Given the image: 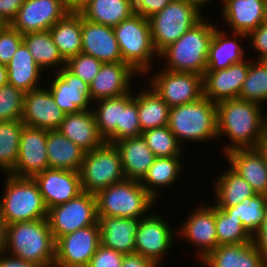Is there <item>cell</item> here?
I'll return each instance as SVG.
<instances>
[{
	"mask_svg": "<svg viewBox=\"0 0 267 267\" xmlns=\"http://www.w3.org/2000/svg\"><path fill=\"white\" fill-rule=\"evenodd\" d=\"M168 127L182 146L187 140L217 141V104L202 96L194 102L172 107Z\"/></svg>",
	"mask_w": 267,
	"mask_h": 267,
	"instance_id": "277c9868",
	"label": "cell"
},
{
	"mask_svg": "<svg viewBox=\"0 0 267 267\" xmlns=\"http://www.w3.org/2000/svg\"><path fill=\"white\" fill-rule=\"evenodd\" d=\"M8 83L7 67L0 64V88Z\"/></svg>",
	"mask_w": 267,
	"mask_h": 267,
	"instance_id": "680465c9",
	"label": "cell"
},
{
	"mask_svg": "<svg viewBox=\"0 0 267 267\" xmlns=\"http://www.w3.org/2000/svg\"><path fill=\"white\" fill-rule=\"evenodd\" d=\"M49 168L79 171L85 151L58 130H47Z\"/></svg>",
	"mask_w": 267,
	"mask_h": 267,
	"instance_id": "4dcf8cb0",
	"label": "cell"
},
{
	"mask_svg": "<svg viewBox=\"0 0 267 267\" xmlns=\"http://www.w3.org/2000/svg\"><path fill=\"white\" fill-rule=\"evenodd\" d=\"M252 242L256 249L267 260V204L265 217L258 230L252 235Z\"/></svg>",
	"mask_w": 267,
	"mask_h": 267,
	"instance_id": "f5cc1de1",
	"label": "cell"
},
{
	"mask_svg": "<svg viewBox=\"0 0 267 267\" xmlns=\"http://www.w3.org/2000/svg\"><path fill=\"white\" fill-rule=\"evenodd\" d=\"M55 103L65 113H78L81 110H92L93 104L90 86L71 73L66 67L61 68L48 80ZM91 107V108H90Z\"/></svg>",
	"mask_w": 267,
	"mask_h": 267,
	"instance_id": "2e32d148",
	"label": "cell"
},
{
	"mask_svg": "<svg viewBox=\"0 0 267 267\" xmlns=\"http://www.w3.org/2000/svg\"><path fill=\"white\" fill-rule=\"evenodd\" d=\"M172 0H132L134 12L149 18L163 10Z\"/></svg>",
	"mask_w": 267,
	"mask_h": 267,
	"instance_id": "f907efd6",
	"label": "cell"
},
{
	"mask_svg": "<svg viewBox=\"0 0 267 267\" xmlns=\"http://www.w3.org/2000/svg\"><path fill=\"white\" fill-rule=\"evenodd\" d=\"M47 209L66 203L82 193L79 171L46 169L33 177Z\"/></svg>",
	"mask_w": 267,
	"mask_h": 267,
	"instance_id": "d6986e66",
	"label": "cell"
},
{
	"mask_svg": "<svg viewBox=\"0 0 267 267\" xmlns=\"http://www.w3.org/2000/svg\"><path fill=\"white\" fill-rule=\"evenodd\" d=\"M138 73L127 63H103L90 86L92 102L118 97L132 91V79Z\"/></svg>",
	"mask_w": 267,
	"mask_h": 267,
	"instance_id": "44dd1931",
	"label": "cell"
},
{
	"mask_svg": "<svg viewBox=\"0 0 267 267\" xmlns=\"http://www.w3.org/2000/svg\"><path fill=\"white\" fill-rule=\"evenodd\" d=\"M259 149L262 151V153L265 155L267 159V131L264 135V139L262 140L261 144L259 145Z\"/></svg>",
	"mask_w": 267,
	"mask_h": 267,
	"instance_id": "91938a15",
	"label": "cell"
},
{
	"mask_svg": "<svg viewBox=\"0 0 267 267\" xmlns=\"http://www.w3.org/2000/svg\"><path fill=\"white\" fill-rule=\"evenodd\" d=\"M203 9L189 0H172L163 10L149 17L152 42L158 54L200 22L204 18Z\"/></svg>",
	"mask_w": 267,
	"mask_h": 267,
	"instance_id": "ba28073f",
	"label": "cell"
},
{
	"mask_svg": "<svg viewBox=\"0 0 267 267\" xmlns=\"http://www.w3.org/2000/svg\"><path fill=\"white\" fill-rule=\"evenodd\" d=\"M147 83L172 108L194 102L203 96V76L161 69Z\"/></svg>",
	"mask_w": 267,
	"mask_h": 267,
	"instance_id": "8fae6325",
	"label": "cell"
},
{
	"mask_svg": "<svg viewBox=\"0 0 267 267\" xmlns=\"http://www.w3.org/2000/svg\"><path fill=\"white\" fill-rule=\"evenodd\" d=\"M80 14L88 21L115 27L135 12L132 0H89Z\"/></svg>",
	"mask_w": 267,
	"mask_h": 267,
	"instance_id": "d590c367",
	"label": "cell"
},
{
	"mask_svg": "<svg viewBox=\"0 0 267 267\" xmlns=\"http://www.w3.org/2000/svg\"><path fill=\"white\" fill-rule=\"evenodd\" d=\"M67 13L62 0H24L10 25L21 34L46 31Z\"/></svg>",
	"mask_w": 267,
	"mask_h": 267,
	"instance_id": "e0dca14e",
	"label": "cell"
},
{
	"mask_svg": "<svg viewBox=\"0 0 267 267\" xmlns=\"http://www.w3.org/2000/svg\"><path fill=\"white\" fill-rule=\"evenodd\" d=\"M102 65L100 60L82 52L66 61V68L88 85L92 83Z\"/></svg>",
	"mask_w": 267,
	"mask_h": 267,
	"instance_id": "bcb514c9",
	"label": "cell"
},
{
	"mask_svg": "<svg viewBox=\"0 0 267 267\" xmlns=\"http://www.w3.org/2000/svg\"><path fill=\"white\" fill-rule=\"evenodd\" d=\"M230 167L256 192L267 195V159L259 148L234 149L225 154Z\"/></svg>",
	"mask_w": 267,
	"mask_h": 267,
	"instance_id": "603a6c76",
	"label": "cell"
},
{
	"mask_svg": "<svg viewBox=\"0 0 267 267\" xmlns=\"http://www.w3.org/2000/svg\"><path fill=\"white\" fill-rule=\"evenodd\" d=\"M6 67L8 83L22 92L27 93L42 87L39 84L41 82L39 79L44 70L35 63L33 56L23 42Z\"/></svg>",
	"mask_w": 267,
	"mask_h": 267,
	"instance_id": "f546056e",
	"label": "cell"
},
{
	"mask_svg": "<svg viewBox=\"0 0 267 267\" xmlns=\"http://www.w3.org/2000/svg\"><path fill=\"white\" fill-rule=\"evenodd\" d=\"M250 66V58L221 70H206L203 75V96L214 103L238 99Z\"/></svg>",
	"mask_w": 267,
	"mask_h": 267,
	"instance_id": "ac0fdd59",
	"label": "cell"
},
{
	"mask_svg": "<svg viewBox=\"0 0 267 267\" xmlns=\"http://www.w3.org/2000/svg\"><path fill=\"white\" fill-rule=\"evenodd\" d=\"M4 175L5 188L0 198V216L7 225L46 219L48 209L34 179Z\"/></svg>",
	"mask_w": 267,
	"mask_h": 267,
	"instance_id": "5b68a950",
	"label": "cell"
},
{
	"mask_svg": "<svg viewBox=\"0 0 267 267\" xmlns=\"http://www.w3.org/2000/svg\"><path fill=\"white\" fill-rule=\"evenodd\" d=\"M23 42V34L6 24L0 31V64L7 66Z\"/></svg>",
	"mask_w": 267,
	"mask_h": 267,
	"instance_id": "7dc6e473",
	"label": "cell"
},
{
	"mask_svg": "<svg viewBox=\"0 0 267 267\" xmlns=\"http://www.w3.org/2000/svg\"><path fill=\"white\" fill-rule=\"evenodd\" d=\"M99 244L98 222L59 237L55 243L54 267H87Z\"/></svg>",
	"mask_w": 267,
	"mask_h": 267,
	"instance_id": "4fadbf2b",
	"label": "cell"
},
{
	"mask_svg": "<svg viewBox=\"0 0 267 267\" xmlns=\"http://www.w3.org/2000/svg\"><path fill=\"white\" fill-rule=\"evenodd\" d=\"M47 219L55 241L78 229L95 225L98 222L95 194L83 191L66 203L49 208Z\"/></svg>",
	"mask_w": 267,
	"mask_h": 267,
	"instance_id": "30bf717a",
	"label": "cell"
},
{
	"mask_svg": "<svg viewBox=\"0 0 267 267\" xmlns=\"http://www.w3.org/2000/svg\"><path fill=\"white\" fill-rule=\"evenodd\" d=\"M64 117L65 113L55 103L51 92L45 86L25 93L21 119L25 126L57 130Z\"/></svg>",
	"mask_w": 267,
	"mask_h": 267,
	"instance_id": "ffe728a7",
	"label": "cell"
},
{
	"mask_svg": "<svg viewBox=\"0 0 267 267\" xmlns=\"http://www.w3.org/2000/svg\"><path fill=\"white\" fill-rule=\"evenodd\" d=\"M24 0H0V19L5 24H11Z\"/></svg>",
	"mask_w": 267,
	"mask_h": 267,
	"instance_id": "816d5d0a",
	"label": "cell"
},
{
	"mask_svg": "<svg viewBox=\"0 0 267 267\" xmlns=\"http://www.w3.org/2000/svg\"><path fill=\"white\" fill-rule=\"evenodd\" d=\"M200 262L205 267H267V260L256 249L252 241L218 245Z\"/></svg>",
	"mask_w": 267,
	"mask_h": 267,
	"instance_id": "d4e9b609",
	"label": "cell"
},
{
	"mask_svg": "<svg viewBox=\"0 0 267 267\" xmlns=\"http://www.w3.org/2000/svg\"><path fill=\"white\" fill-rule=\"evenodd\" d=\"M137 109L142 132L168 125L170 107L149 85L137 93Z\"/></svg>",
	"mask_w": 267,
	"mask_h": 267,
	"instance_id": "8d00e7d4",
	"label": "cell"
},
{
	"mask_svg": "<svg viewBox=\"0 0 267 267\" xmlns=\"http://www.w3.org/2000/svg\"><path fill=\"white\" fill-rule=\"evenodd\" d=\"M95 197L97 216L144 218L158 202L140 181L126 178L98 191Z\"/></svg>",
	"mask_w": 267,
	"mask_h": 267,
	"instance_id": "8992f818",
	"label": "cell"
},
{
	"mask_svg": "<svg viewBox=\"0 0 267 267\" xmlns=\"http://www.w3.org/2000/svg\"><path fill=\"white\" fill-rule=\"evenodd\" d=\"M24 126L21 119L0 122V172L3 174H10L15 167Z\"/></svg>",
	"mask_w": 267,
	"mask_h": 267,
	"instance_id": "f35d334b",
	"label": "cell"
},
{
	"mask_svg": "<svg viewBox=\"0 0 267 267\" xmlns=\"http://www.w3.org/2000/svg\"><path fill=\"white\" fill-rule=\"evenodd\" d=\"M46 144V129L24 126L20 135L17 162L10 174L33 178L36 174L49 169Z\"/></svg>",
	"mask_w": 267,
	"mask_h": 267,
	"instance_id": "9a60e30c",
	"label": "cell"
},
{
	"mask_svg": "<svg viewBox=\"0 0 267 267\" xmlns=\"http://www.w3.org/2000/svg\"><path fill=\"white\" fill-rule=\"evenodd\" d=\"M7 223L0 216V255L4 254L7 249Z\"/></svg>",
	"mask_w": 267,
	"mask_h": 267,
	"instance_id": "6f0895ef",
	"label": "cell"
},
{
	"mask_svg": "<svg viewBox=\"0 0 267 267\" xmlns=\"http://www.w3.org/2000/svg\"><path fill=\"white\" fill-rule=\"evenodd\" d=\"M215 224L218 245L241 244L252 241V236L243 228V222L234 214H227L215 206Z\"/></svg>",
	"mask_w": 267,
	"mask_h": 267,
	"instance_id": "b9f144b4",
	"label": "cell"
},
{
	"mask_svg": "<svg viewBox=\"0 0 267 267\" xmlns=\"http://www.w3.org/2000/svg\"><path fill=\"white\" fill-rule=\"evenodd\" d=\"M121 267H159L155 262L143 257L140 254H125Z\"/></svg>",
	"mask_w": 267,
	"mask_h": 267,
	"instance_id": "db71d44e",
	"label": "cell"
},
{
	"mask_svg": "<svg viewBox=\"0 0 267 267\" xmlns=\"http://www.w3.org/2000/svg\"><path fill=\"white\" fill-rule=\"evenodd\" d=\"M189 1H192L198 4L201 8H203L204 6H207L206 4H208L210 1L212 2L213 0H189Z\"/></svg>",
	"mask_w": 267,
	"mask_h": 267,
	"instance_id": "94428289",
	"label": "cell"
},
{
	"mask_svg": "<svg viewBox=\"0 0 267 267\" xmlns=\"http://www.w3.org/2000/svg\"><path fill=\"white\" fill-rule=\"evenodd\" d=\"M6 24L0 19V31L4 28Z\"/></svg>",
	"mask_w": 267,
	"mask_h": 267,
	"instance_id": "be15d7a7",
	"label": "cell"
},
{
	"mask_svg": "<svg viewBox=\"0 0 267 267\" xmlns=\"http://www.w3.org/2000/svg\"><path fill=\"white\" fill-rule=\"evenodd\" d=\"M207 205V206H206ZM189 216L183 221L177 235L188 243H192L198 248L197 258L200 262L208 253L213 251L217 246V234L215 224V205L203 203L199 204L190 211Z\"/></svg>",
	"mask_w": 267,
	"mask_h": 267,
	"instance_id": "5bb4252c",
	"label": "cell"
},
{
	"mask_svg": "<svg viewBox=\"0 0 267 267\" xmlns=\"http://www.w3.org/2000/svg\"><path fill=\"white\" fill-rule=\"evenodd\" d=\"M49 31L61 56L66 61L82 52L80 13H67Z\"/></svg>",
	"mask_w": 267,
	"mask_h": 267,
	"instance_id": "e575fe53",
	"label": "cell"
},
{
	"mask_svg": "<svg viewBox=\"0 0 267 267\" xmlns=\"http://www.w3.org/2000/svg\"><path fill=\"white\" fill-rule=\"evenodd\" d=\"M142 218L98 216L100 244L123 254L135 252V235Z\"/></svg>",
	"mask_w": 267,
	"mask_h": 267,
	"instance_id": "cb8c5ba5",
	"label": "cell"
},
{
	"mask_svg": "<svg viewBox=\"0 0 267 267\" xmlns=\"http://www.w3.org/2000/svg\"><path fill=\"white\" fill-rule=\"evenodd\" d=\"M248 42L251 44L253 51L257 52L258 57H255V60H267V24L262 23L255 30L251 31L247 35Z\"/></svg>",
	"mask_w": 267,
	"mask_h": 267,
	"instance_id": "681fc988",
	"label": "cell"
},
{
	"mask_svg": "<svg viewBox=\"0 0 267 267\" xmlns=\"http://www.w3.org/2000/svg\"><path fill=\"white\" fill-rule=\"evenodd\" d=\"M92 108L96 117L99 134L107 142L118 141V124L121 117V96L101 99ZM96 107V108H95Z\"/></svg>",
	"mask_w": 267,
	"mask_h": 267,
	"instance_id": "74e56055",
	"label": "cell"
},
{
	"mask_svg": "<svg viewBox=\"0 0 267 267\" xmlns=\"http://www.w3.org/2000/svg\"><path fill=\"white\" fill-rule=\"evenodd\" d=\"M221 19L231 32L248 35L263 23L264 0H219Z\"/></svg>",
	"mask_w": 267,
	"mask_h": 267,
	"instance_id": "4316f807",
	"label": "cell"
},
{
	"mask_svg": "<svg viewBox=\"0 0 267 267\" xmlns=\"http://www.w3.org/2000/svg\"><path fill=\"white\" fill-rule=\"evenodd\" d=\"M240 38L242 41L243 39L246 41L247 35L237 32L227 34L224 29L221 30L216 26L209 47L206 70L225 69L232 64L245 60L246 54L241 44H239Z\"/></svg>",
	"mask_w": 267,
	"mask_h": 267,
	"instance_id": "83f0119b",
	"label": "cell"
},
{
	"mask_svg": "<svg viewBox=\"0 0 267 267\" xmlns=\"http://www.w3.org/2000/svg\"><path fill=\"white\" fill-rule=\"evenodd\" d=\"M263 23L267 24V0H264Z\"/></svg>",
	"mask_w": 267,
	"mask_h": 267,
	"instance_id": "6125c7cd",
	"label": "cell"
},
{
	"mask_svg": "<svg viewBox=\"0 0 267 267\" xmlns=\"http://www.w3.org/2000/svg\"><path fill=\"white\" fill-rule=\"evenodd\" d=\"M79 174L82 191L92 194L124 180L118 148L105 142L99 148L85 152Z\"/></svg>",
	"mask_w": 267,
	"mask_h": 267,
	"instance_id": "9c48e42d",
	"label": "cell"
},
{
	"mask_svg": "<svg viewBox=\"0 0 267 267\" xmlns=\"http://www.w3.org/2000/svg\"><path fill=\"white\" fill-rule=\"evenodd\" d=\"M183 156L173 157H156L153 164L150 166L147 174L140 181L144 189L157 201L159 198L158 189L162 187L173 186L183 170Z\"/></svg>",
	"mask_w": 267,
	"mask_h": 267,
	"instance_id": "1f68e13d",
	"label": "cell"
},
{
	"mask_svg": "<svg viewBox=\"0 0 267 267\" xmlns=\"http://www.w3.org/2000/svg\"><path fill=\"white\" fill-rule=\"evenodd\" d=\"M23 43L35 63L44 71L54 69L57 72L66 67V60L61 56L49 30L23 34Z\"/></svg>",
	"mask_w": 267,
	"mask_h": 267,
	"instance_id": "836d02e7",
	"label": "cell"
},
{
	"mask_svg": "<svg viewBox=\"0 0 267 267\" xmlns=\"http://www.w3.org/2000/svg\"><path fill=\"white\" fill-rule=\"evenodd\" d=\"M151 211L153 213L150 212L139 223L135 235L134 253L142 255L159 266L164 256L174 246L175 238L178 236H176V229H172L173 226L171 227L166 219L156 211Z\"/></svg>",
	"mask_w": 267,
	"mask_h": 267,
	"instance_id": "7c38bea8",
	"label": "cell"
},
{
	"mask_svg": "<svg viewBox=\"0 0 267 267\" xmlns=\"http://www.w3.org/2000/svg\"><path fill=\"white\" fill-rule=\"evenodd\" d=\"M89 0H62L63 6L68 13H81Z\"/></svg>",
	"mask_w": 267,
	"mask_h": 267,
	"instance_id": "9f6ffc18",
	"label": "cell"
},
{
	"mask_svg": "<svg viewBox=\"0 0 267 267\" xmlns=\"http://www.w3.org/2000/svg\"><path fill=\"white\" fill-rule=\"evenodd\" d=\"M57 130L85 152L99 148L106 142L99 134L93 110L65 114Z\"/></svg>",
	"mask_w": 267,
	"mask_h": 267,
	"instance_id": "484cf974",
	"label": "cell"
},
{
	"mask_svg": "<svg viewBox=\"0 0 267 267\" xmlns=\"http://www.w3.org/2000/svg\"><path fill=\"white\" fill-rule=\"evenodd\" d=\"M218 25L205 17L184 33L176 42L169 44L159 53L165 59V70L190 72L201 76L207 68L210 43Z\"/></svg>",
	"mask_w": 267,
	"mask_h": 267,
	"instance_id": "7a4b0ae2",
	"label": "cell"
},
{
	"mask_svg": "<svg viewBox=\"0 0 267 267\" xmlns=\"http://www.w3.org/2000/svg\"><path fill=\"white\" fill-rule=\"evenodd\" d=\"M267 195L256 194L245 198L233 207H218L227 214H234L243 222V228L252 236L260 227L265 217Z\"/></svg>",
	"mask_w": 267,
	"mask_h": 267,
	"instance_id": "60d3db41",
	"label": "cell"
},
{
	"mask_svg": "<svg viewBox=\"0 0 267 267\" xmlns=\"http://www.w3.org/2000/svg\"><path fill=\"white\" fill-rule=\"evenodd\" d=\"M142 136L155 157L183 156L184 148L170 131L168 125L144 131Z\"/></svg>",
	"mask_w": 267,
	"mask_h": 267,
	"instance_id": "7bdbcfd3",
	"label": "cell"
},
{
	"mask_svg": "<svg viewBox=\"0 0 267 267\" xmlns=\"http://www.w3.org/2000/svg\"><path fill=\"white\" fill-rule=\"evenodd\" d=\"M25 93L7 83L0 88V122L22 119Z\"/></svg>",
	"mask_w": 267,
	"mask_h": 267,
	"instance_id": "f6af8a7d",
	"label": "cell"
},
{
	"mask_svg": "<svg viewBox=\"0 0 267 267\" xmlns=\"http://www.w3.org/2000/svg\"><path fill=\"white\" fill-rule=\"evenodd\" d=\"M0 267H42L38 264L27 262L6 253L0 255Z\"/></svg>",
	"mask_w": 267,
	"mask_h": 267,
	"instance_id": "11a10c76",
	"label": "cell"
},
{
	"mask_svg": "<svg viewBox=\"0 0 267 267\" xmlns=\"http://www.w3.org/2000/svg\"><path fill=\"white\" fill-rule=\"evenodd\" d=\"M121 95V117L118 124V141L142 135L137 109V91Z\"/></svg>",
	"mask_w": 267,
	"mask_h": 267,
	"instance_id": "ee69618b",
	"label": "cell"
},
{
	"mask_svg": "<svg viewBox=\"0 0 267 267\" xmlns=\"http://www.w3.org/2000/svg\"><path fill=\"white\" fill-rule=\"evenodd\" d=\"M261 106L241 99L217 103V139L221 141L225 135L231 141L224 146V154L234 149L259 148L267 131V115Z\"/></svg>",
	"mask_w": 267,
	"mask_h": 267,
	"instance_id": "6da1fadb",
	"label": "cell"
},
{
	"mask_svg": "<svg viewBox=\"0 0 267 267\" xmlns=\"http://www.w3.org/2000/svg\"><path fill=\"white\" fill-rule=\"evenodd\" d=\"M113 30L122 62L130 65L139 76L152 72L153 58H159V54L153 46L149 20L135 13L113 27Z\"/></svg>",
	"mask_w": 267,
	"mask_h": 267,
	"instance_id": "52a82bcc",
	"label": "cell"
},
{
	"mask_svg": "<svg viewBox=\"0 0 267 267\" xmlns=\"http://www.w3.org/2000/svg\"><path fill=\"white\" fill-rule=\"evenodd\" d=\"M227 169V170H226ZM213 184L214 205L216 207H233L245 198L254 197L256 192L251 185L230 166L226 168Z\"/></svg>",
	"mask_w": 267,
	"mask_h": 267,
	"instance_id": "d6a6232c",
	"label": "cell"
},
{
	"mask_svg": "<svg viewBox=\"0 0 267 267\" xmlns=\"http://www.w3.org/2000/svg\"><path fill=\"white\" fill-rule=\"evenodd\" d=\"M81 30L82 53L103 63L122 62L113 27L88 21L81 15Z\"/></svg>",
	"mask_w": 267,
	"mask_h": 267,
	"instance_id": "7402d4cb",
	"label": "cell"
},
{
	"mask_svg": "<svg viewBox=\"0 0 267 267\" xmlns=\"http://www.w3.org/2000/svg\"><path fill=\"white\" fill-rule=\"evenodd\" d=\"M121 154L126 179L141 181L155 160L143 136L123 138L114 143Z\"/></svg>",
	"mask_w": 267,
	"mask_h": 267,
	"instance_id": "f1b7e54d",
	"label": "cell"
},
{
	"mask_svg": "<svg viewBox=\"0 0 267 267\" xmlns=\"http://www.w3.org/2000/svg\"><path fill=\"white\" fill-rule=\"evenodd\" d=\"M238 99L267 104V60L250 58L249 70Z\"/></svg>",
	"mask_w": 267,
	"mask_h": 267,
	"instance_id": "ab89813d",
	"label": "cell"
},
{
	"mask_svg": "<svg viewBox=\"0 0 267 267\" xmlns=\"http://www.w3.org/2000/svg\"><path fill=\"white\" fill-rule=\"evenodd\" d=\"M123 253L99 244L87 267H121Z\"/></svg>",
	"mask_w": 267,
	"mask_h": 267,
	"instance_id": "c3c4849f",
	"label": "cell"
},
{
	"mask_svg": "<svg viewBox=\"0 0 267 267\" xmlns=\"http://www.w3.org/2000/svg\"><path fill=\"white\" fill-rule=\"evenodd\" d=\"M6 254L42 267H54L55 243L48 219L7 226Z\"/></svg>",
	"mask_w": 267,
	"mask_h": 267,
	"instance_id": "3957f363",
	"label": "cell"
}]
</instances>
